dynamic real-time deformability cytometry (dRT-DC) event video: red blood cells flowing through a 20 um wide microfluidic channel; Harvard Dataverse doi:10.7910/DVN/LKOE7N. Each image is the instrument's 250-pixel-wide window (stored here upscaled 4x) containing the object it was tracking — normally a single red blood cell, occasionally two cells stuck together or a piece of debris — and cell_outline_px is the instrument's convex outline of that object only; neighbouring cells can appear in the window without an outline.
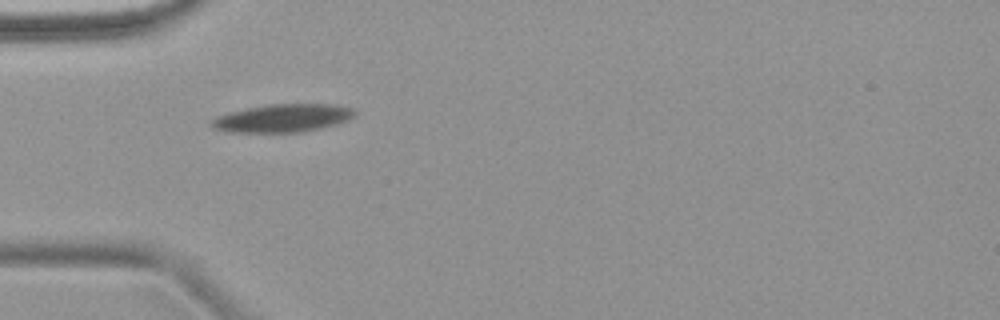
{"species": "common noctule bat (a hibernating species)", "species_latin": "Nyctalus noctula", "temperature_condition": "warm", "stored_images_in_passage": 2, "camera_frame_rate_fps": 3000, "um_per_image_px": 0.085, "animal": {"sex": "female", "body_mass_g": 18.4}, "frame": {"image": 1, "passage_image": 1, "time_ms": 0.0, "image_size_px": [1000, 320], "cell_outline_px": [[356, 116], [348, 120], [336, 124], [304, 132], [224, 132], [212, 128], [208, 124], [208, 120], [216, 116], [228, 112], [268, 104], [336, 104], [356, 108]], "centroid_in_image_um": [24.01, 10.04], "position_along_channel_um": 61.0, "area_um2": 23.87}}
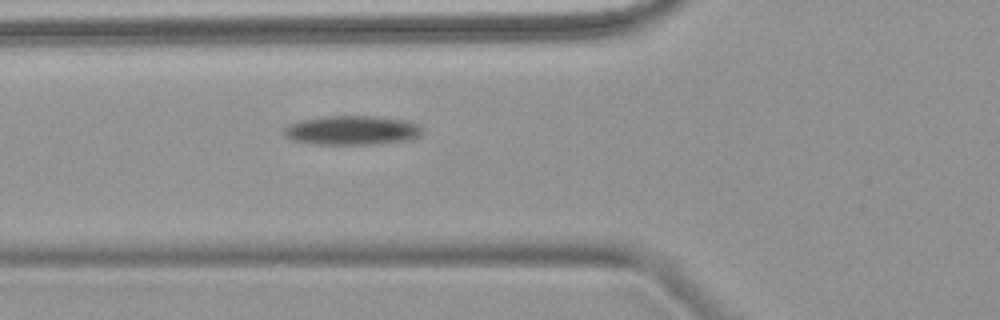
{"frame": {"image": 2, "passage_image": 2, "time_ms": 1.333, "image_size_px": [1000, 320], "cell_outline_px": [[424, 132], [420, 136], [412, 140], [372, 144], [312, 144], [292, 140], [284, 136], [284, 128], [288, 124], [304, 120], [324, 116], [372, 116], [404, 120], [420, 124], [424, 128]], "centroid_in_image_um": [29.97, 11.08], "position_along_channel_um": 95.8, "area_um2": 23.76}}